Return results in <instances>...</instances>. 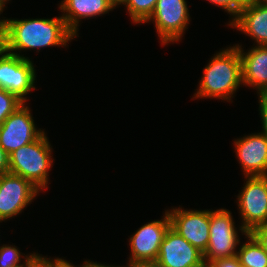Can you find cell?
Masks as SVG:
<instances>
[{
	"mask_svg": "<svg viewBox=\"0 0 267 267\" xmlns=\"http://www.w3.org/2000/svg\"><path fill=\"white\" fill-rule=\"evenodd\" d=\"M75 38L61 15L35 19L9 18L2 34V47L9 53L29 59L22 54V51L40 52V49L47 47L66 48Z\"/></svg>",
	"mask_w": 267,
	"mask_h": 267,
	"instance_id": "obj_1",
	"label": "cell"
},
{
	"mask_svg": "<svg viewBox=\"0 0 267 267\" xmlns=\"http://www.w3.org/2000/svg\"><path fill=\"white\" fill-rule=\"evenodd\" d=\"M242 64L238 48L225 47L214 53L207 65L192 96L196 99H216L233 102L236 91L242 87Z\"/></svg>",
	"mask_w": 267,
	"mask_h": 267,
	"instance_id": "obj_2",
	"label": "cell"
},
{
	"mask_svg": "<svg viewBox=\"0 0 267 267\" xmlns=\"http://www.w3.org/2000/svg\"><path fill=\"white\" fill-rule=\"evenodd\" d=\"M53 146L47 133L9 154V172L30 181L41 192L49 187V172L53 168Z\"/></svg>",
	"mask_w": 267,
	"mask_h": 267,
	"instance_id": "obj_3",
	"label": "cell"
},
{
	"mask_svg": "<svg viewBox=\"0 0 267 267\" xmlns=\"http://www.w3.org/2000/svg\"><path fill=\"white\" fill-rule=\"evenodd\" d=\"M234 220L232 212L226 208L210 209L209 241L203 253L205 265L213 260L237 255V247L241 242L239 233L244 236L248 232L241 225L238 229Z\"/></svg>",
	"mask_w": 267,
	"mask_h": 267,
	"instance_id": "obj_4",
	"label": "cell"
},
{
	"mask_svg": "<svg viewBox=\"0 0 267 267\" xmlns=\"http://www.w3.org/2000/svg\"><path fill=\"white\" fill-rule=\"evenodd\" d=\"M186 0H157L155 9L145 22L154 23L162 46L182 41L191 17Z\"/></svg>",
	"mask_w": 267,
	"mask_h": 267,
	"instance_id": "obj_5",
	"label": "cell"
},
{
	"mask_svg": "<svg viewBox=\"0 0 267 267\" xmlns=\"http://www.w3.org/2000/svg\"><path fill=\"white\" fill-rule=\"evenodd\" d=\"M243 187L236 196L240 225L251 233L267 223V176H244Z\"/></svg>",
	"mask_w": 267,
	"mask_h": 267,
	"instance_id": "obj_6",
	"label": "cell"
},
{
	"mask_svg": "<svg viewBox=\"0 0 267 267\" xmlns=\"http://www.w3.org/2000/svg\"><path fill=\"white\" fill-rule=\"evenodd\" d=\"M36 71L32 60L9 53L1 47L0 88L27 103V95L36 89Z\"/></svg>",
	"mask_w": 267,
	"mask_h": 267,
	"instance_id": "obj_7",
	"label": "cell"
},
{
	"mask_svg": "<svg viewBox=\"0 0 267 267\" xmlns=\"http://www.w3.org/2000/svg\"><path fill=\"white\" fill-rule=\"evenodd\" d=\"M41 191L30 181L13 173L0 176V222L21 214Z\"/></svg>",
	"mask_w": 267,
	"mask_h": 267,
	"instance_id": "obj_8",
	"label": "cell"
},
{
	"mask_svg": "<svg viewBox=\"0 0 267 267\" xmlns=\"http://www.w3.org/2000/svg\"><path fill=\"white\" fill-rule=\"evenodd\" d=\"M171 226L167 210L159 220L147 222L129 237L130 256L127 264L155 262L165 233Z\"/></svg>",
	"mask_w": 267,
	"mask_h": 267,
	"instance_id": "obj_9",
	"label": "cell"
},
{
	"mask_svg": "<svg viewBox=\"0 0 267 267\" xmlns=\"http://www.w3.org/2000/svg\"><path fill=\"white\" fill-rule=\"evenodd\" d=\"M28 103L22 104L0 126V146L9 155L38 139L45 129L37 127Z\"/></svg>",
	"mask_w": 267,
	"mask_h": 267,
	"instance_id": "obj_10",
	"label": "cell"
},
{
	"mask_svg": "<svg viewBox=\"0 0 267 267\" xmlns=\"http://www.w3.org/2000/svg\"><path fill=\"white\" fill-rule=\"evenodd\" d=\"M171 227L185 240L204 253L208 246L210 231V209L196 210L171 207L167 209Z\"/></svg>",
	"mask_w": 267,
	"mask_h": 267,
	"instance_id": "obj_11",
	"label": "cell"
},
{
	"mask_svg": "<svg viewBox=\"0 0 267 267\" xmlns=\"http://www.w3.org/2000/svg\"><path fill=\"white\" fill-rule=\"evenodd\" d=\"M155 263L159 267H206L203 253L171 226L161 242Z\"/></svg>",
	"mask_w": 267,
	"mask_h": 267,
	"instance_id": "obj_12",
	"label": "cell"
},
{
	"mask_svg": "<svg viewBox=\"0 0 267 267\" xmlns=\"http://www.w3.org/2000/svg\"><path fill=\"white\" fill-rule=\"evenodd\" d=\"M232 144L243 176H267V137L264 134H244Z\"/></svg>",
	"mask_w": 267,
	"mask_h": 267,
	"instance_id": "obj_13",
	"label": "cell"
},
{
	"mask_svg": "<svg viewBox=\"0 0 267 267\" xmlns=\"http://www.w3.org/2000/svg\"><path fill=\"white\" fill-rule=\"evenodd\" d=\"M234 45L240 52L243 86L256 90L257 95L267 94V45H254L246 51L242 44Z\"/></svg>",
	"mask_w": 267,
	"mask_h": 267,
	"instance_id": "obj_14",
	"label": "cell"
},
{
	"mask_svg": "<svg viewBox=\"0 0 267 267\" xmlns=\"http://www.w3.org/2000/svg\"><path fill=\"white\" fill-rule=\"evenodd\" d=\"M58 8L67 28L79 37L80 22L109 14L116 7L109 0H62Z\"/></svg>",
	"mask_w": 267,
	"mask_h": 267,
	"instance_id": "obj_15",
	"label": "cell"
},
{
	"mask_svg": "<svg viewBox=\"0 0 267 267\" xmlns=\"http://www.w3.org/2000/svg\"><path fill=\"white\" fill-rule=\"evenodd\" d=\"M249 36L254 45H267V6L248 0L238 16L228 25Z\"/></svg>",
	"mask_w": 267,
	"mask_h": 267,
	"instance_id": "obj_16",
	"label": "cell"
},
{
	"mask_svg": "<svg viewBox=\"0 0 267 267\" xmlns=\"http://www.w3.org/2000/svg\"><path fill=\"white\" fill-rule=\"evenodd\" d=\"M246 242H240L237 256L244 267H267V253L251 234L245 235ZM242 244V245H241Z\"/></svg>",
	"mask_w": 267,
	"mask_h": 267,
	"instance_id": "obj_17",
	"label": "cell"
},
{
	"mask_svg": "<svg viewBox=\"0 0 267 267\" xmlns=\"http://www.w3.org/2000/svg\"><path fill=\"white\" fill-rule=\"evenodd\" d=\"M23 254L19 247L10 244L0 246V267H28L39 255L37 252ZM22 259H24L23 263Z\"/></svg>",
	"mask_w": 267,
	"mask_h": 267,
	"instance_id": "obj_18",
	"label": "cell"
},
{
	"mask_svg": "<svg viewBox=\"0 0 267 267\" xmlns=\"http://www.w3.org/2000/svg\"><path fill=\"white\" fill-rule=\"evenodd\" d=\"M157 0H124L121 6L134 24H144L152 15Z\"/></svg>",
	"mask_w": 267,
	"mask_h": 267,
	"instance_id": "obj_19",
	"label": "cell"
},
{
	"mask_svg": "<svg viewBox=\"0 0 267 267\" xmlns=\"http://www.w3.org/2000/svg\"><path fill=\"white\" fill-rule=\"evenodd\" d=\"M24 102L14 94L0 88V126Z\"/></svg>",
	"mask_w": 267,
	"mask_h": 267,
	"instance_id": "obj_20",
	"label": "cell"
},
{
	"mask_svg": "<svg viewBox=\"0 0 267 267\" xmlns=\"http://www.w3.org/2000/svg\"><path fill=\"white\" fill-rule=\"evenodd\" d=\"M214 6H217L227 12L231 17L227 23L229 25L241 12L248 0H207Z\"/></svg>",
	"mask_w": 267,
	"mask_h": 267,
	"instance_id": "obj_21",
	"label": "cell"
},
{
	"mask_svg": "<svg viewBox=\"0 0 267 267\" xmlns=\"http://www.w3.org/2000/svg\"><path fill=\"white\" fill-rule=\"evenodd\" d=\"M258 96V104H259V115L262 121V134L267 137V94H260Z\"/></svg>",
	"mask_w": 267,
	"mask_h": 267,
	"instance_id": "obj_22",
	"label": "cell"
},
{
	"mask_svg": "<svg viewBox=\"0 0 267 267\" xmlns=\"http://www.w3.org/2000/svg\"><path fill=\"white\" fill-rule=\"evenodd\" d=\"M206 267H244V266L240 263L238 256L235 255L232 257L210 261L206 265Z\"/></svg>",
	"mask_w": 267,
	"mask_h": 267,
	"instance_id": "obj_23",
	"label": "cell"
},
{
	"mask_svg": "<svg viewBox=\"0 0 267 267\" xmlns=\"http://www.w3.org/2000/svg\"><path fill=\"white\" fill-rule=\"evenodd\" d=\"M251 234L257 239L267 253V223L256 227Z\"/></svg>",
	"mask_w": 267,
	"mask_h": 267,
	"instance_id": "obj_24",
	"label": "cell"
},
{
	"mask_svg": "<svg viewBox=\"0 0 267 267\" xmlns=\"http://www.w3.org/2000/svg\"><path fill=\"white\" fill-rule=\"evenodd\" d=\"M28 267H54V257L43 256L39 254L36 259H34Z\"/></svg>",
	"mask_w": 267,
	"mask_h": 267,
	"instance_id": "obj_25",
	"label": "cell"
},
{
	"mask_svg": "<svg viewBox=\"0 0 267 267\" xmlns=\"http://www.w3.org/2000/svg\"><path fill=\"white\" fill-rule=\"evenodd\" d=\"M9 172V155L0 146V176Z\"/></svg>",
	"mask_w": 267,
	"mask_h": 267,
	"instance_id": "obj_26",
	"label": "cell"
},
{
	"mask_svg": "<svg viewBox=\"0 0 267 267\" xmlns=\"http://www.w3.org/2000/svg\"><path fill=\"white\" fill-rule=\"evenodd\" d=\"M71 260L67 261L64 258H59V257H55L54 258V267H84V263L81 264V266H75L72 262H70Z\"/></svg>",
	"mask_w": 267,
	"mask_h": 267,
	"instance_id": "obj_27",
	"label": "cell"
},
{
	"mask_svg": "<svg viewBox=\"0 0 267 267\" xmlns=\"http://www.w3.org/2000/svg\"><path fill=\"white\" fill-rule=\"evenodd\" d=\"M84 267H122V266H113V265H106V264H102L101 262H97V261H91L90 259H88V260H85L84 261Z\"/></svg>",
	"mask_w": 267,
	"mask_h": 267,
	"instance_id": "obj_28",
	"label": "cell"
},
{
	"mask_svg": "<svg viewBox=\"0 0 267 267\" xmlns=\"http://www.w3.org/2000/svg\"><path fill=\"white\" fill-rule=\"evenodd\" d=\"M5 8H7V6L3 5L1 2H0V15L3 13V11L5 10ZM2 18V19H1ZM0 18V35H2L5 31V28H6V25H7V20L8 18L6 19V17H1Z\"/></svg>",
	"mask_w": 267,
	"mask_h": 267,
	"instance_id": "obj_29",
	"label": "cell"
},
{
	"mask_svg": "<svg viewBox=\"0 0 267 267\" xmlns=\"http://www.w3.org/2000/svg\"><path fill=\"white\" fill-rule=\"evenodd\" d=\"M122 267H159L155 262L131 263Z\"/></svg>",
	"mask_w": 267,
	"mask_h": 267,
	"instance_id": "obj_30",
	"label": "cell"
},
{
	"mask_svg": "<svg viewBox=\"0 0 267 267\" xmlns=\"http://www.w3.org/2000/svg\"><path fill=\"white\" fill-rule=\"evenodd\" d=\"M116 8L119 7L124 0H109Z\"/></svg>",
	"mask_w": 267,
	"mask_h": 267,
	"instance_id": "obj_31",
	"label": "cell"
},
{
	"mask_svg": "<svg viewBox=\"0 0 267 267\" xmlns=\"http://www.w3.org/2000/svg\"><path fill=\"white\" fill-rule=\"evenodd\" d=\"M260 4L266 5L267 6V0H256Z\"/></svg>",
	"mask_w": 267,
	"mask_h": 267,
	"instance_id": "obj_32",
	"label": "cell"
},
{
	"mask_svg": "<svg viewBox=\"0 0 267 267\" xmlns=\"http://www.w3.org/2000/svg\"><path fill=\"white\" fill-rule=\"evenodd\" d=\"M11 1V0H0V2L6 6V4H8V2Z\"/></svg>",
	"mask_w": 267,
	"mask_h": 267,
	"instance_id": "obj_33",
	"label": "cell"
},
{
	"mask_svg": "<svg viewBox=\"0 0 267 267\" xmlns=\"http://www.w3.org/2000/svg\"><path fill=\"white\" fill-rule=\"evenodd\" d=\"M2 47V35H0V49Z\"/></svg>",
	"mask_w": 267,
	"mask_h": 267,
	"instance_id": "obj_34",
	"label": "cell"
}]
</instances>
